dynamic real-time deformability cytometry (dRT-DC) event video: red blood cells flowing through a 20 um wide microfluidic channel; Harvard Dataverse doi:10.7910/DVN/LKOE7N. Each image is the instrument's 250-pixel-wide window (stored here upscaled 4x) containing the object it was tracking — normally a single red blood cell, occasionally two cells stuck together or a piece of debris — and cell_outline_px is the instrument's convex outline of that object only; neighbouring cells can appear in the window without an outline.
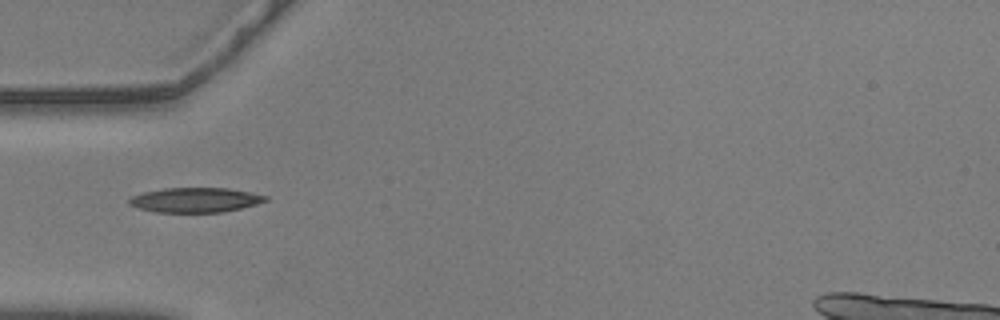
{"species": "common noctule bat (a hibernating species)", "species_latin": "Nyctalus noctula", "temperature_condition": "warm", "stored_images_in_passage": 33, "camera_frame_rate_fps": 3000, "um_per_image_px": 0.085, "animal": {"sex": "male", "body_mass_g": 20.5, "forearm_length_mm": 52.5}, "frame": {"image": 1, "passage_image": 1, "time_ms": 0.0, "image_size_px": [1000, 320], "cell_outline_px": [[268, 200], [256, 204], [224, 212], [156, 212], [136, 208], [128, 204], [128, 200], [132, 196], [144, 192], [164, 188], [228, 188], [268, 196]], "centroid_in_image_um": [16.56, 17.0], "position_along_channel_um": 68.4, "area_um2": 19.59}}
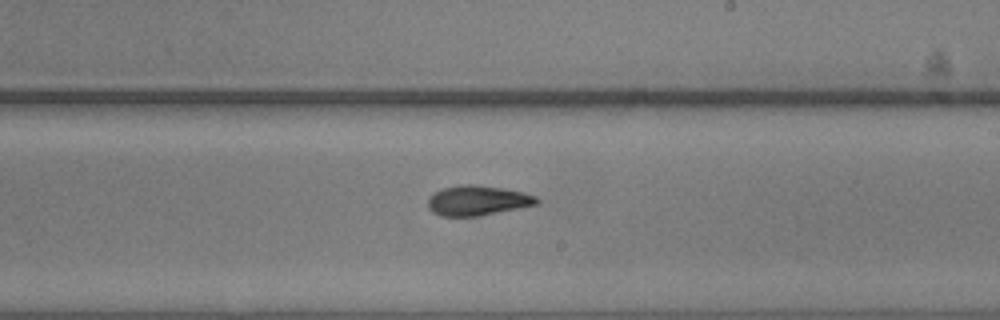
{"frame": {"image": 2, "passage_image": 16, "time_ms": 5.0, "image_size_px": [1000, 320], "cell_outline_px": [[540, 200], [536, 204], [480, 216], [440, 216], [432, 212], [428, 208], [428, 196], [444, 188], [464, 184], [476, 184], [524, 192], [536, 196]], "centroid_in_image_um": [40.57, 17.04], "position_along_channel_um": 248.4, "area_um2": 18.9}}
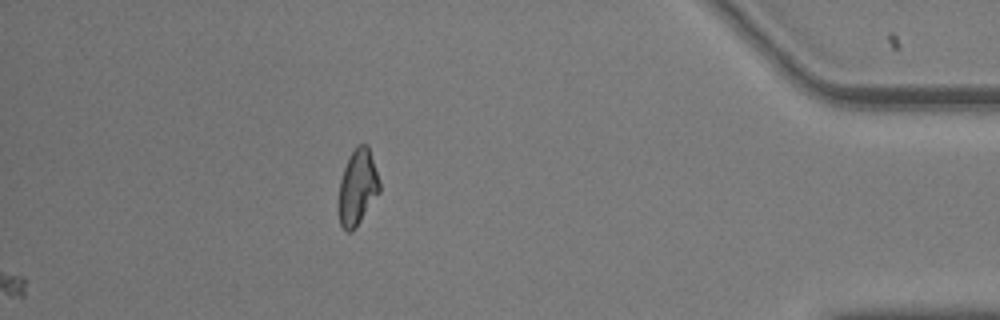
{"frame": {"image": 3, "passage_image": 33, "time_ms": 10.667, "image_size_px": [1000, 320], "cell_outline_px": [[380, 192], [356, 228], [352, 232], [348, 232], [340, 224], [336, 208], [336, 204], [340, 180], [348, 156], [356, 144], [368, 144], [380, 180]], "centroid_in_image_um": [30.36, 15.93], "position_along_channel_um": 404.8, "area_um2": 18.73}, "authors_computed_cell_mechanics": {"area_um2": 18.6116, "velocity_mm_per_s": 3.5866, "shape_relaxation_time_tau1_ms": 4.6163, "shape_relaxation_time_tau2_ms": 3.3121, "deformation_change_tau1": 0.1591, "deformation_change_tau2": 0.087}}